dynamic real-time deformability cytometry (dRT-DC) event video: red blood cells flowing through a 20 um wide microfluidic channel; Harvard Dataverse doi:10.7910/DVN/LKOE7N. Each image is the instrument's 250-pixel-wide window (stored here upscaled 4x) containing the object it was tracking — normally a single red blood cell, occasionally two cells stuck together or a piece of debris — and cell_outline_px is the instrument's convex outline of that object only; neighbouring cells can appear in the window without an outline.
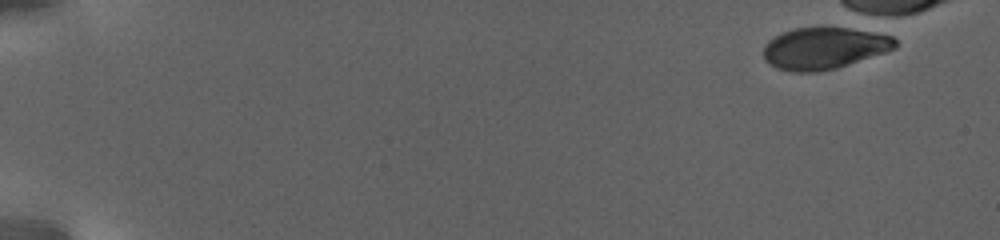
{"species": "human", "species_latin": "Homo sapiens", "temperature_condition": "warm", "stored_images_in_passage": 1, "camera_frame_rate_fps": 3000, "um_per_image_px": 0.085, "donor": {"sex": "female"}, "frame": {"image": 1, "passage_image": 1, "time_ms": 0.0, "image_size_px": [1000, 240], "cell_outline_px": [[896, 48], [836, 68], [816, 72], [792, 72], [776, 68], [764, 60], [764, 44], [768, 40], [780, 32], [796, 28], [864, 28], [892, 36], [896, 40]], "centroid_in_image_um": [70.04, 4.08], "position_along_channel_um": 15.0, "area_um2": 32.25}}